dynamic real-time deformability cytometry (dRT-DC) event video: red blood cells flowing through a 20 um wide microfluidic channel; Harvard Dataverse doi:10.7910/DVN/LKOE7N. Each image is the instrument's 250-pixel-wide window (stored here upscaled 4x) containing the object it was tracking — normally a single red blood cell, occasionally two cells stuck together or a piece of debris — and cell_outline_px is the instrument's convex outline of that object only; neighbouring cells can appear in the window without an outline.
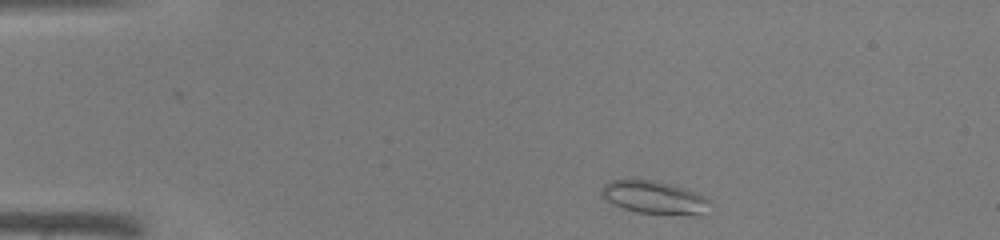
{"species": "common noctule bat (a hibernating species)", "species_latin": "Nyctalus noctula", "temperature_condition": "warm", "stored_images_in_passage": 39, "camera_frame_rate_fps": 3000, "um_per_image_px": 0.085, "animal": {"sex": "male", "body_mass_g": 19.0, "forearm_length_mm": 50.8}, "frame": {"image": 1, "passage_image": 2, "time_ms": 0.333, "image_size_px": [1000, 240], "cell_outline_px": [[712, 204], [708, 216], [692, 216], [636, 212], [612, 204], [600, 196], [600, 192], [604, 184], [612, 180], [652, 180], [684, 188], [696, 192], [712, 200]], "centroid_in_image_um": [55.73, 16.83], "position_along_channel_um": 29.3, "area_um2": 21.39}}
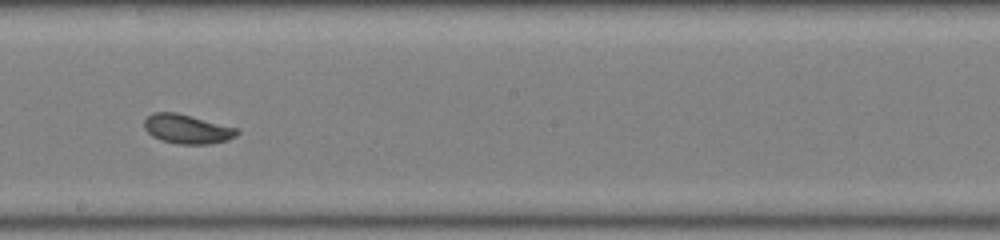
{"frame": {"image": 2, "passage_image": 20, "time_ms": 6.333, "image_size_px": [1000, 240], "cell_outline_px": [[240, 132], [236, 136], [228, 140], [212, 144], [176, 144], [160, 140], [152, 136], [144, 128], [144, 120], [152, 112], [176, 112], [240, 128]], "centroid_in_image_um": [15.94, 10.97], "position_along_channel_um": 232.3, "area_um2": 16.13}}
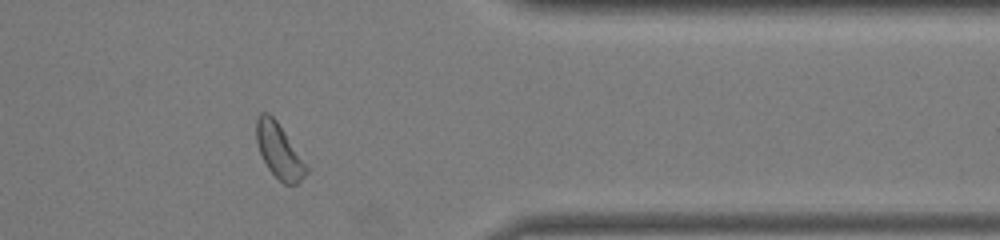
{"frame": {"image": 3, "passage_image": 31, "time_ms": 10.0, "image_size_px": [1000, 240], "cell_outline_px": [[308, 172], [296, 184], [284, 184], [268, 168], [260, 152], [256, 140], [256, 116], [260, 112], [268, 112], [276, 120], [308, 168]], "centroid_in_image_um": [23.69, 12.8], "position_along_channel_um": 387.7, "area_um2": 15.43}}